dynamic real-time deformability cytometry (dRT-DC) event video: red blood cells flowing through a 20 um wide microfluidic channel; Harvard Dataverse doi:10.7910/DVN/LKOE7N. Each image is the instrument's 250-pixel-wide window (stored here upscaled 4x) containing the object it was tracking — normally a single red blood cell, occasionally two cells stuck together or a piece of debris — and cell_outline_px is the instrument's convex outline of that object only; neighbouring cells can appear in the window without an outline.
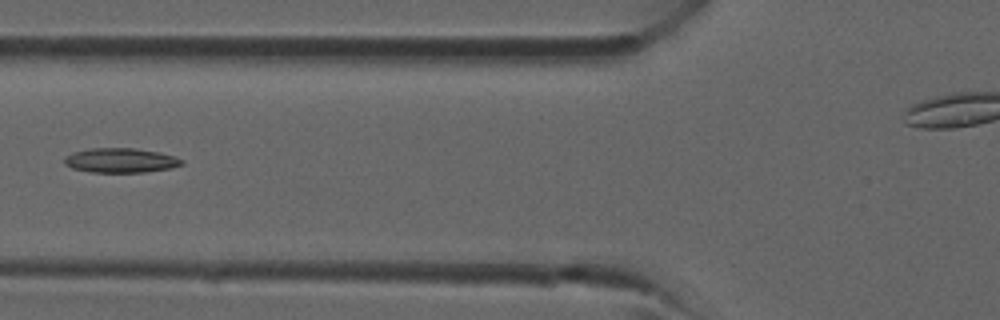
{"species": "common noctule bat (a hibernating species)", "species_latin": "Nyctalus noctula", "temperature_condition": "room temperature", "stored_images_in_passage": 30, "camera_frame_rate_fps": 3000, "um_per_image_px": 0.085, "animal": {"sex": "male", "forearm_length_mm": 52.5}, "frame": {"image": 1, "passage_image": 6, "time_ms": 1.667, "image_size_px": [1000, 320], "cell_outline_px": [[184, 164], [172, 168], [144, 172], [92, 172], [72, 168], [64, 164], [64, 156], [72, 152], [92, 148], [136, 148], [160, 152], [184, 160]], "centroid_in_image_um": [10.25, 13.63], "position_along_channel_um": 115.6, "area_um2": 16.88}}
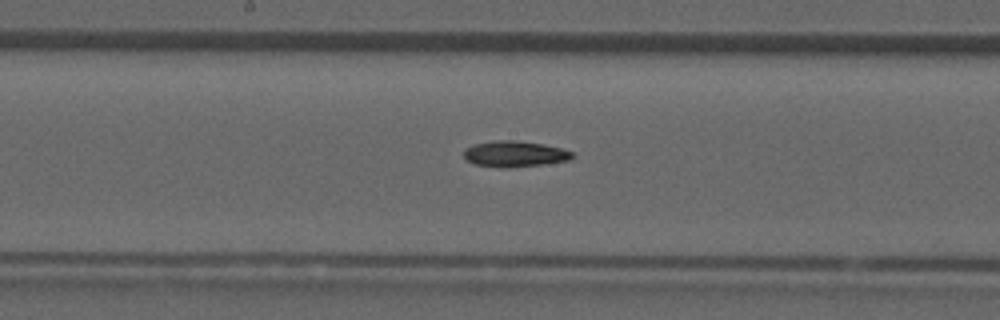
{"frame": {"image": 2, "passage_image": 11, "time_ms": 3.333, "image_size_px": [1000, 320], "cell_outline_px": [[576, 156], [568, 160], [544, 164], [508, 168], [504, 168], [476, 164], [464, 160], [464, 148], [476, 144], [492, 140], [516, 140], [544, 144], [560, 148], [572, 152]], "centroid_in_image_um": [43.73, 13.08], "position_along_channel_um": 204.5, "area_um2": 16.47}}
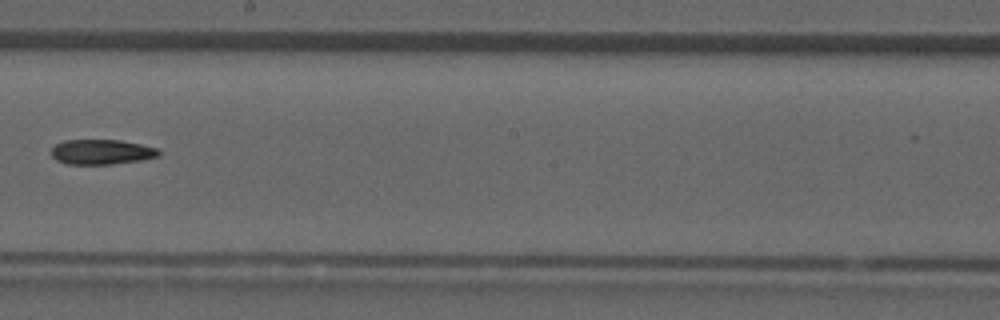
{"frame": {"image": 3, "passage_image": 13, "time_ms": 4.0, "image_size_px": [1000, 320], "cell_outline_px": [[160, 152], [156, 156], [140, 160], [112, 164], [68, 164], [56, 160], [52, 156], [52, 148], [56, 144], [64, 140], [120, 140], [140, 144], [156, 148]], "centroid_in_image_um": [8.59, 12.91], "position_along_channel_um": 239.6, "area_um2": 15.43}}